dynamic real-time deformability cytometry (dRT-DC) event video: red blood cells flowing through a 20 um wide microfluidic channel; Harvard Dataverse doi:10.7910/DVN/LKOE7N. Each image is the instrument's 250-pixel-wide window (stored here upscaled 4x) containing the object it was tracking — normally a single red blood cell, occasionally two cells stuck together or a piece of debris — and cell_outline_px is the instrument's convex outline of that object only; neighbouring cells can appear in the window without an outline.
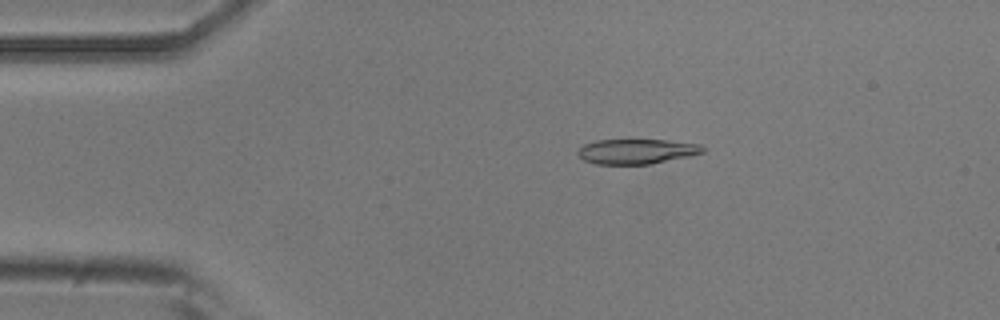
{"species": "common noctule bat (a hibernating species)", "species_latin": "Nyctalus noctula", "temperature_condition": "room temperature", "stored_images_in_passage": 53, "camera_frame_rate_fps": 3000, "um_per_image_px": 0.085, "animal": {"sex": "male", "body_mass_g": 20.5, "forearm_length_mm": 52.5}, "frame": {"image": 1, "passage_image": 10, "time_ms": 3.0, "image_size_px": [1000, 320], "cell_outline_px": [[704, 152], [688, 156], [648, 164], [596, 164], [584, 160], [576, 152], [584, 144], [596, 140], [664, 140], [700, 144], [704, 148]], "centroid_in_image_um": [54.08, 12.86], "position_along_channel_um": 30.9, "area_um2": 17.92}}
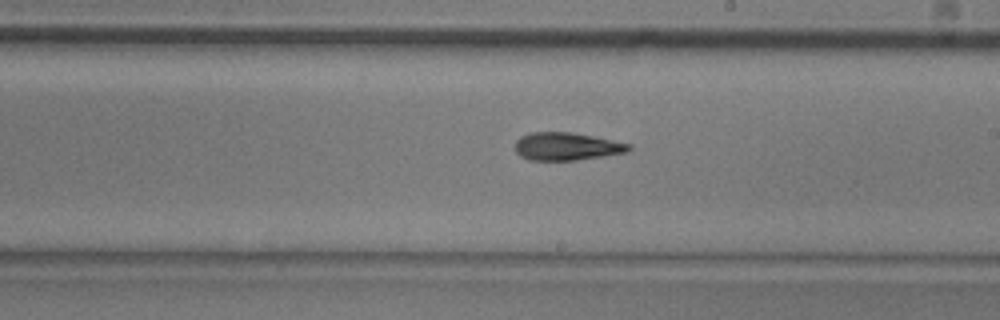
{"frame": {"image": 2, "passage_image": 30, "time_ms": 9.667, "image_size_px": [1000, 320], "cell_outline_px": [[632, 148], [628, 152], [604, 156], [576, 160], [528, 160], [520, 156], [516, 152], [516, 140], [520, 136], [528, 132], [572, 132], [632, 144]], "centroid_in_image_um": [48.16, 12.44], "position_along_channel_um": 240.8, "area_um2": 18.55}}
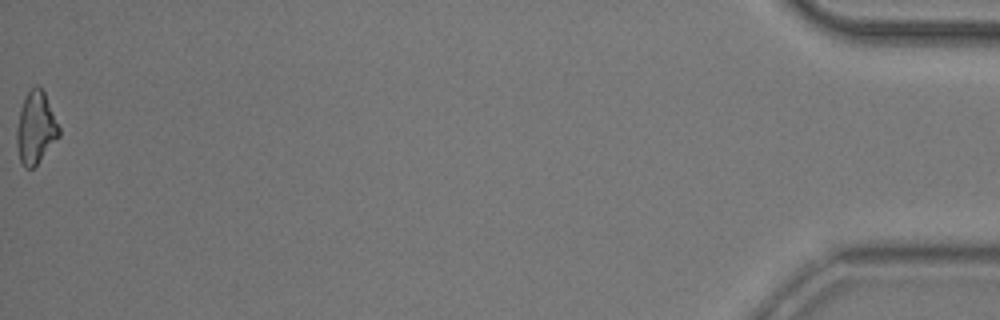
{"frame": {"image": 3, "passage_image": 53, "time_ms": 17.333, "image_size_px": [1000, 320], "cell_outline_px": [[60, 136], [36, 164], [32, 168], [24, 168], [20, 160], [16, 144], [16, 128], [20, 108], [28, 92], [36, 84], [44, 92], [60, 128]], "centroid_in_image_um": [3.02, 10.88], "position_along_channel_um": 432.2, "area_um2": 17.57}, "authors_computed_cell_mechanics": {"area_um2": 18.3804, "velocity_mm_per_s": 3.8287, "shape_relaxation_time_tau1_ms": 5.3663, "shape_relaxation_time_tau2_ms": 5.3814, "deformation_change_tau1": 0.16, "deformation_change_tau2": 0.1532}}